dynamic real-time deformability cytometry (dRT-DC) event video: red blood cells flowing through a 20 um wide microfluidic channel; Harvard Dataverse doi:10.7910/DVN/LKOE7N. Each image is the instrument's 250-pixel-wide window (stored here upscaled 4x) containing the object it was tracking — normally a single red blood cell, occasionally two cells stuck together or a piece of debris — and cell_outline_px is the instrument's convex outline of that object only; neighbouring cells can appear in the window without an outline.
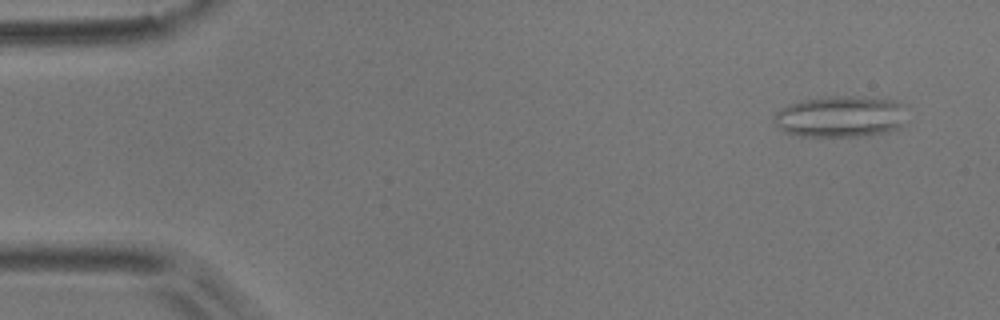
{"species": "common noctule bat (a hibernating species)", "species_latin": "Nyctalus noctula", "temperature_condition": "room temperature", "stored_images_in_passage": 52, "camera_frame_rate_fps": 3000, "um_per_image_px": 0.085, "animal": {"sex": "male", "body_mass_g": 17.9}, "frame": {"image": 1, "passage_image": 2, "time_ms": 0.333, "image_size_px": [1000, 320], "cell_outline_px": [[904, 104], [900, 128], [888, 132], [856, 136], [800, 136], [784, 132], [772, 120], [772, 116], [780, 108], [788, 104], [800, 100], [828, 96], [852, 96], [892, 100]], "centroid_in_image_um": [71.36, 9.9], "position_along_channel_um": 13.6, "area_um2": 31.96}}
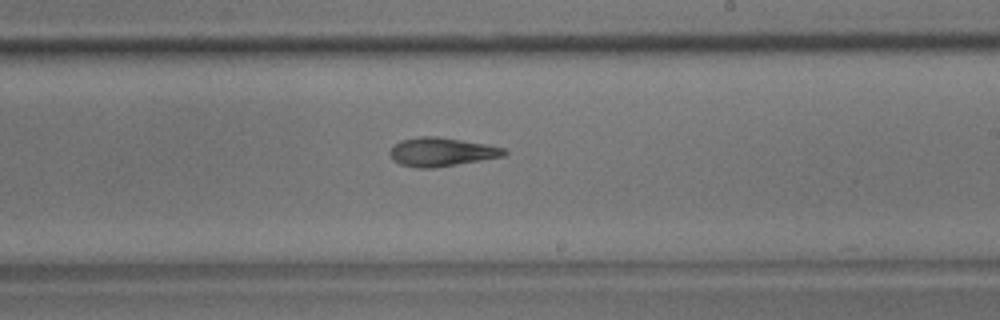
{"frame": {"image": 2, "passage_image": 30, "time_ms": 9.667, "image_size_px": [1000, 320], "cell_outline_px": [[508, 152], [504, 156], [432, 168], [416, 168], [400, 164], [392, 160], [388, 152], [400, 140], [416, 136], [436, 136], [484, 144], [504, 148]], "centroid_in_image_um": [37.47, 12.91], "position_along_channel_um": 251.5, "area_um2": 18.96}}
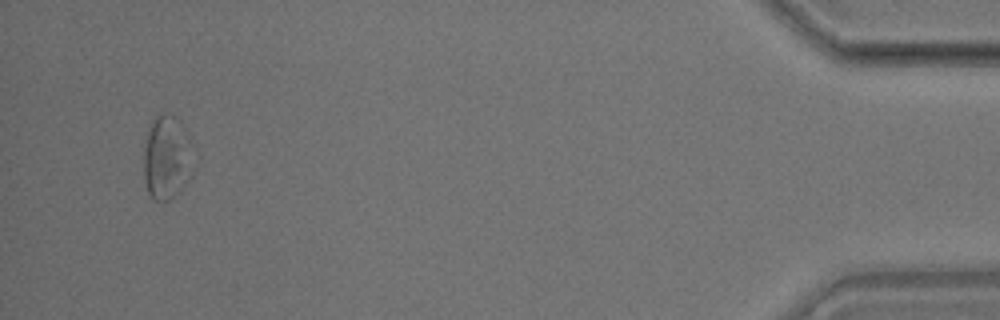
{"frame": {"image": 3, "passage_image": 50, "time_ms": 16.333, "image_size_px": [1000, 320], "cell_outline_px": [[192, 172], [184, 184], [168, 200], [152, 200], [148, 192], [144, 180], [144, 148], [148, 132], [152, 120], [156, 112], [164, 112], [180, 120], [192, 136]], "centroid_in_image_um": [14.19, 13.31], "position_along_channel_um": 421.0, "area_um2": 24.62}, "authors_computed_cell_mechanics": {"area_um2": 20.4034, "velocity_mm_per_s": 3.7013, "shape_relaxation_time_tau1_ms": null, "shape_relaxation_time_tau2_ms": 4.3308, "deformation_change_tau1": null, "deformation_change_tau2": 0.1526}}